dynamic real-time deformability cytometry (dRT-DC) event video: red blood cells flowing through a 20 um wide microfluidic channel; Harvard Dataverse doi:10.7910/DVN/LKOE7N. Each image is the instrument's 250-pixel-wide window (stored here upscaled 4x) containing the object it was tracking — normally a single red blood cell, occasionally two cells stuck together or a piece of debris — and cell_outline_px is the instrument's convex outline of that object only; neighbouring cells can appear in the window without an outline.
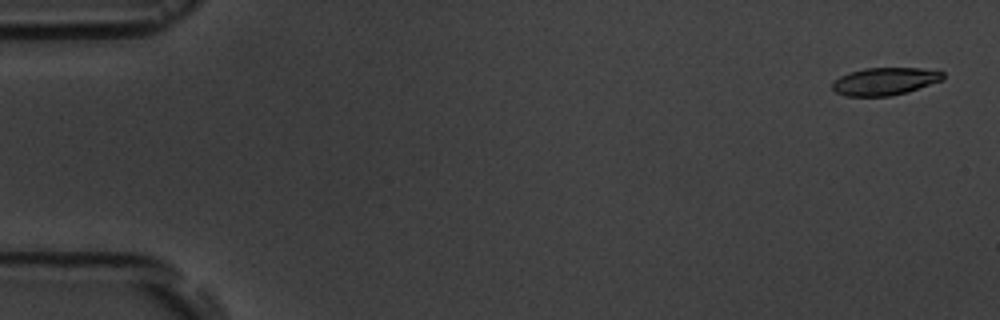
{"species": "common noctule bat (a hibernating species)", "species_latin": "Nyctalus noctula", "temperature_condition": "room temperature", "stored_images_in_passage": 8, "camera_frame_rate_fps": 3000, "um_per_image_px": 0.085, "animal": {"sex": "male", "body_mass_g": 19.5, "forearm_length_mm": 54.6}, "frame": {"image": 1, "passage_image": 1, "time_ms": 0.0, "image_size_px": [1000, 320], "cell_outline_px": [[944, 80], [908, 92], [888, 96], [844, 96], [836, 92], [832, 88], [832, 84], [840, 76], [848, 72], [864, 68], [920, 68], [944, 72]], "centroid_in_image_um": [75.22, 6.91], "position_along_channel_um": 9.8, "area_um2": 17.86}}
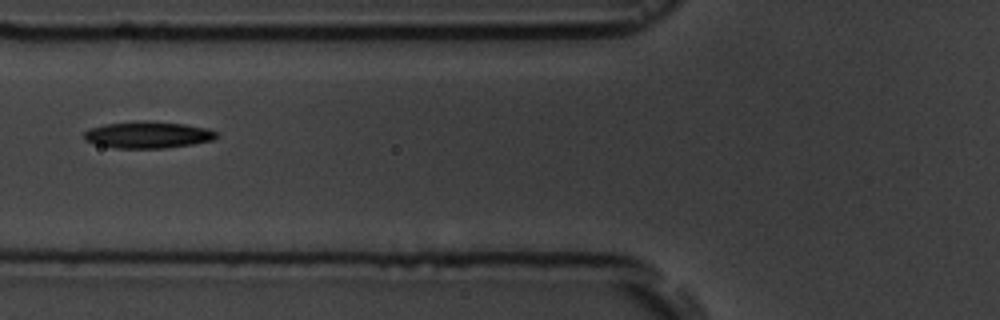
{"frame": {"image": 2, "passage_image": 6, "time_ms": 6.667, "image_size_px": [1000, 320], "cell_outline_px": [[220, 136], [212, 140], [192, 144], [164, 148], [116, 148], [96, 144], [84, 140], [84, 132], [92, 128], [104, 124], [140, 120], [184, 124], [208, 128], [220, 132]], "centroid_in_image_um": [12.61, 11.45], "position_along_channel_um": 113.2, "area_um2": 20.69}}
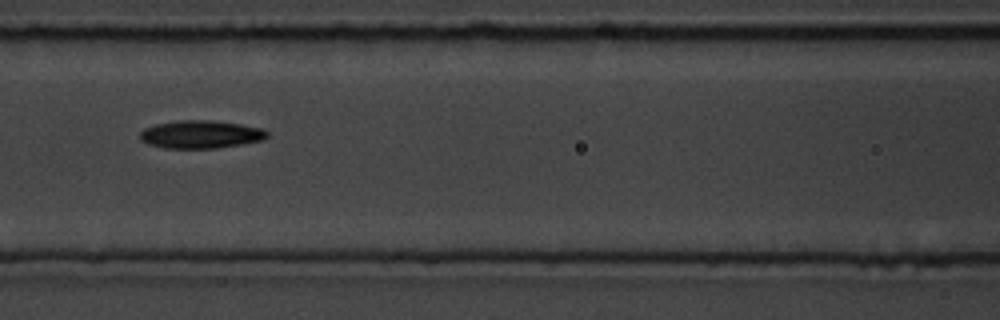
{"frame": {"image": 3, "passage_image": 7, "time_ms": 7.667, "image_size_px": [1000, 320], "cell_outline_px": [[268, 136], [264, 140], [244, 144], [216, 148], [164, 148], [148, 144], [140, 140], [140, 132], [144, 128], [156, 124], [180, 120], [208, 120], [240, 124], [264, 128], [268, 132]], "centroid_in_image_um": [17.08, 11.42], "position_along_channel_um": 149.5, "area_um2": 20.81}}